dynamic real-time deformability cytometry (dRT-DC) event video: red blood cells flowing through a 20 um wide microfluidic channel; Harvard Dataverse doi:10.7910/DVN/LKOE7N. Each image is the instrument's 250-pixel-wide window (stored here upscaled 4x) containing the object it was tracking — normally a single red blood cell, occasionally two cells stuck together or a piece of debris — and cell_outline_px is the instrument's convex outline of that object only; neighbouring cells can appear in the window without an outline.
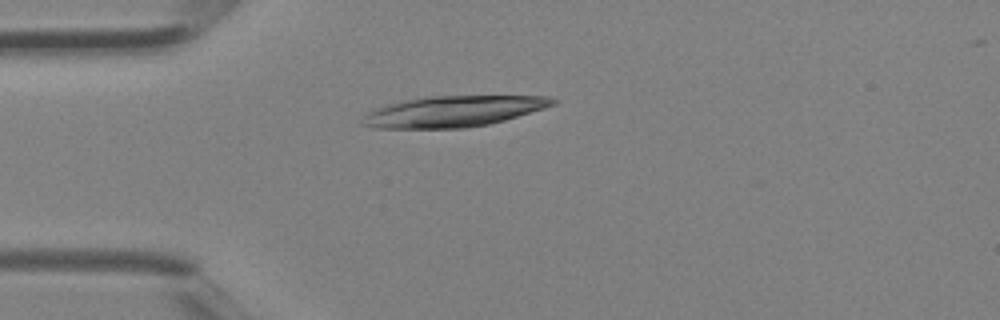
{"species": "Egyptian fruit bat (a non-hibernating species)", "species_latin": "Rousettus aegyptiacus", "temperature_condition": "room temperature", "stored_images_in_passage": 2, "camera_frame_rate_fps": 3000, "um_per_image_px": 0.085, "animal": {"sex": "female"}, "frame": {"image": 1, "passage_image": 2, "time_ms": 0.333, "image_size_px": [1000, 320], "cell_outline_px": [[560, 100], [556, 104], [544, 108], [504, 120], [488, 124], [464, 128], [376, 128], [360, 124], [364, 116], [368, 112], [384, 104], [404, 100], [428, 96], [548, 96]], "centroid_in_image_um": [38.52, 9.46], "position_along_channel_um": 46.5, "area_um2": 34.28}}